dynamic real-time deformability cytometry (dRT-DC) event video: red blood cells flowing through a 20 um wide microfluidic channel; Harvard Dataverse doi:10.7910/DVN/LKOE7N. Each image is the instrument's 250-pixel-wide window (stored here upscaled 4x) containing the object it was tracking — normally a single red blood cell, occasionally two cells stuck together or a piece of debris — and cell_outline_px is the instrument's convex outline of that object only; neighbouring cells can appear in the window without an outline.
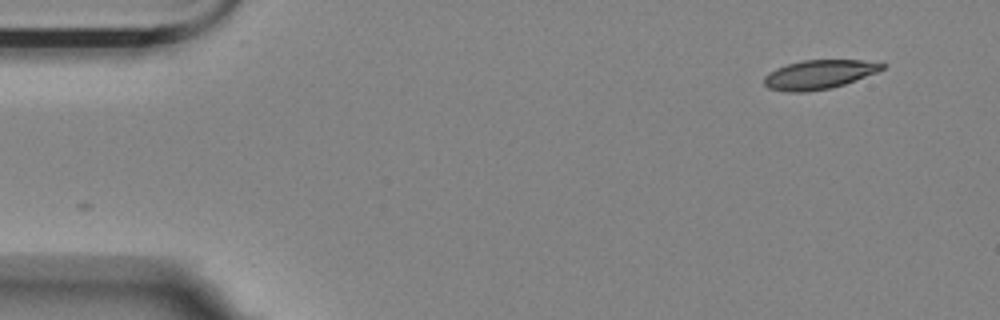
{"species": "Egyptian fruit bat (a non-hibernating species)", "species_latin": "Rousettus aegyptiacus", "temperature_condition": "room temperature", "stored_images_in_passage": 2, "camera_frame_rate_fps": 3000, "um_per_image_px": 0.085, "animal": {"sex": "female"}, "frame": {"image": 1, "passage_image": 2, "time_ms": 0.333, "image_size_px": [1000, 320], "cell_outline_px": [[888, 64], [884, 68], [876, 72], [844, 84], [832, 88], [804, 92], [788, 92], [768, 88], [764, 84], [764, 76], [768, 72], [776, 68], [788, 64], [804, 60], [880, 60]], "centroid_in_image_um": [69.65, 6.32], "position_along_channel_um": 15.3, "area_um2": 20.17}}